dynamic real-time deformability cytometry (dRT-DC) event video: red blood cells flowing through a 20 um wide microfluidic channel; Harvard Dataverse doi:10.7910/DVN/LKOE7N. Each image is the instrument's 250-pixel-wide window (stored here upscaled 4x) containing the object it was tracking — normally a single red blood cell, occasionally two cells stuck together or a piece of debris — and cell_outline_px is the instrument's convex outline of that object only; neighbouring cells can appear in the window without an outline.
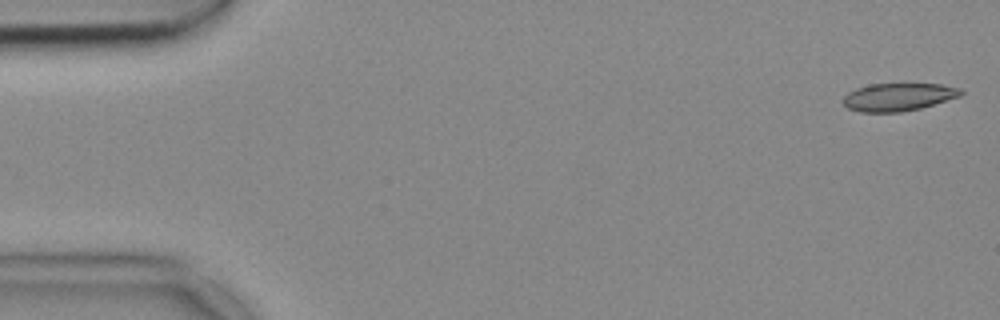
{"species": "common noctule bat (a hibernating species)", "species_latin": "Nyctalus noctula", "temperature_condition": "cold", "stored_images_in_passage": 53, "camera_frame_rate_fps": 3000, "um_per_image_px": 0.085, "animal": {"sex": "female", "body_mass_g": 18.4}, "frame": {"image": 1, "passage_image": 1, "time_ms": 0.0, "image_size_px": [1000, 320], "cell_outline_px": [[964, 92], [960, 96], [920, 108], [900, 112], [860, 112], [848, 108], [840, 100], [848, 92], [856, 88], [868, 84], [904, 80], [940, 84], [960, 88]], "centroid_in_image_um": [76.34, 8.18], "position_along_channel_um": 8.7, "area_um2": 20.11}}
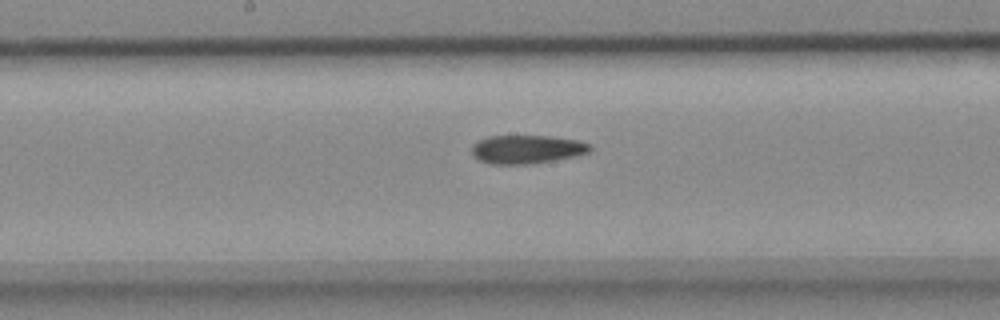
{"frame": {"image": 2, "passage_image": 27, "time_ms": 8.667, "image_size_px": [1000, 320], "cell_outline_px": [[592, 148], [588, 152], [580, 156], [532, 164], [488, 164], [480, 160], [472, 152], [472, 144], [488, 136], [552, 136], [580, 140], [592, 144]], "centroid_in_image_um": [44.86, 12.69], "position_along_channel_um": 203.3, "area_um2": 19.94}}
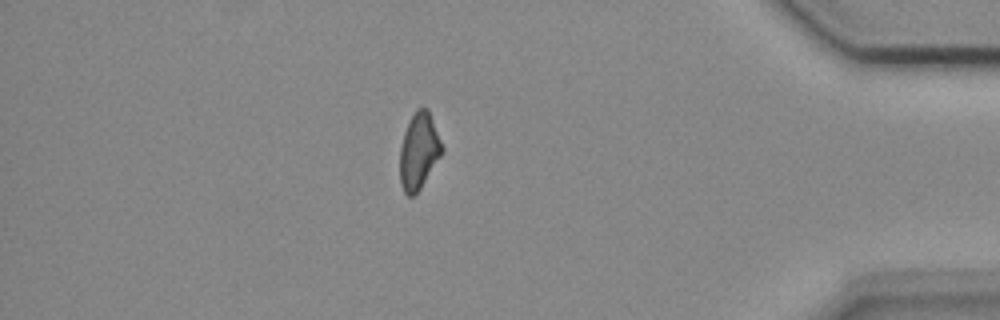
{"frame": {"image": 3, "passage_image": 46, "time_ms": 15.0, "image_size_px": [1000, 320], "cell_outline_px": [[444, 152], [420, 188], [412, 196], [408, 196], [404, 192], [400, 184], [400, 148], [404, 132], [416, 108], [428, 108], [444, 148]], "centroid_in_image_um": [35.61, 12.84], "position_along_channel_um": 399.6, "area_um2": 18.67}}